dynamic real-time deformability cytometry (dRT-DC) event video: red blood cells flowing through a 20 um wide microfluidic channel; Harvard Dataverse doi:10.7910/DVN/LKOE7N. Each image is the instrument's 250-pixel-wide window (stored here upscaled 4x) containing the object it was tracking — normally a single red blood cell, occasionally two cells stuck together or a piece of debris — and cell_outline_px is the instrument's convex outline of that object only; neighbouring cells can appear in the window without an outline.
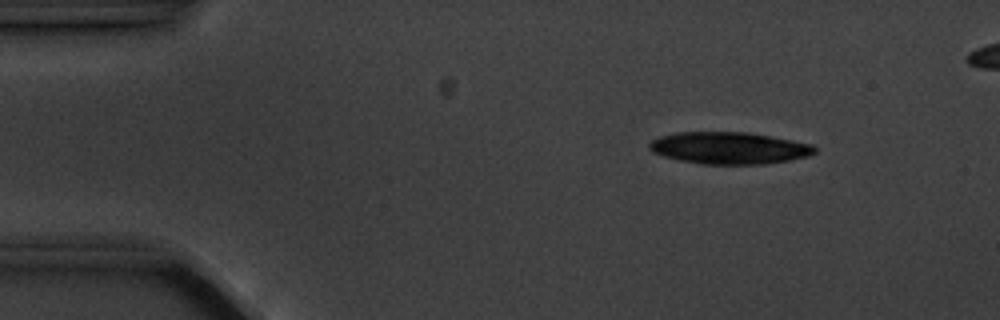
{"species": "common noctule bat (a hibernating species)", "species_latin": "Nyctalus noctula", "temperature_condition": "cold", "stored_images_in_passage": 4, "camera_frame_rate_fps": 3000, "um_per_image_px": 0.085, "animal": {"sex": "male", "body_mass_g": 20.1, "forearm_length_mm": 53.5}, "frame": {"image": 1, "passage_image": 1, "time_ms": 0.0, "image_size_px": [1000, 320], "cell_outline_px": [[816, 152], [808, 156], [788, 160], [764, 164], [700, 164], [680, 160], [664, 156], [652, 152], [648, 148], [648, 144], [652, 140], [660, 136], [676, 132], [748, 132], [792, 140], [812, 144], [816, 148]], "centroid_in_image_um": [61.96, 12.58], "position_along_channel_um": 23.0, "area_um2": 30.81}}